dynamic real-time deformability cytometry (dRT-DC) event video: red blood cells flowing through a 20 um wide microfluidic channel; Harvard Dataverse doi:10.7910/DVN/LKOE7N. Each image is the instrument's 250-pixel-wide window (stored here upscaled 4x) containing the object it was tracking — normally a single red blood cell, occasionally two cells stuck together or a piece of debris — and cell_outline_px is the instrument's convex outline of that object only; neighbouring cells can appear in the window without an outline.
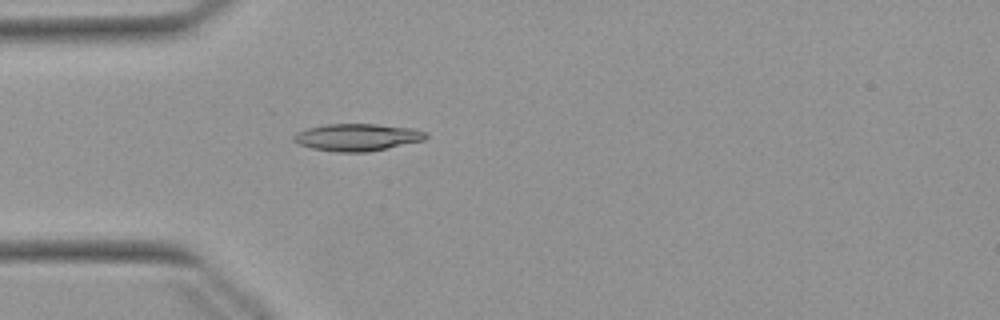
{"species": "Egyptian fruit bat (a non-hibernating species)", "species_latin": "Rousettus aegyptiacus", "temperature_condition": "warm", "stored_images_in_passage": 47, "camera_frame_rate_fps": 3000, "um_per_image_px": 0.085, "animal": {"sex": "female"}, "frame": {"image": 1, "passage_image": 10, "time_ms": 3.0, "image_size_px": [1000, 320], "cell_outline_px": [[428, 136], [424, 140], [368, 152], [336, 152], [312, 148], [300, 144], [292, 140], [292, 136], [296, 132], [308, 128], [324, 124], [376, 124], [416, 128], [428, 132]], "centroid_in_image_um": [30.38, 11.66], "position_along_channel_um": 54.6, "area_um2": 21.1}}
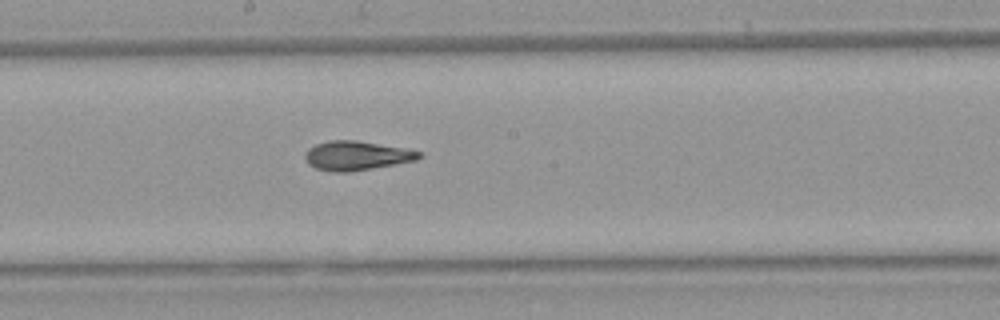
{"frame": {"image": 2, "passage_image": 23, "time_ms": 7.333, "image_size_px": [1000, 320], "cell_outline_px": [[424, 156], [416, 160], [396, 164], [348, 172], [328, 172], [316, 168], [308, 164], [304, 160], [304, 152], [308, 148], [316, 144], [328, 140], [356, 140], [412, 148], [420, 152]], "centroid_in_image_um": [30.32, 13.22], "position_along_channel_um": 217.9, "area_um2": 19.88}}
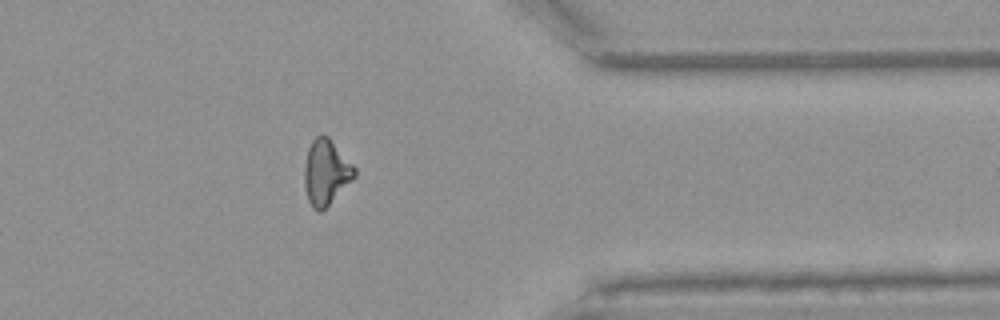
{"frame": {"image": 3, "passage_image": 37, "time_ms": 12.0, "image_size_px": [1000, 320], "cell_outline_px": [[356, 176], [320, 212], [316, 212], [312, 208], [308, 200], [304, 184], [304, 168], [308, 148], [312, 140], [316, 136], [328, 136], [356, 168]], "centroid_in_image_um": [27.7, 14.64], "position_along_channel_um": 383.7, "area_um2": 18.84}, "authors_computed_cell_mechanics": {"area_um2": 19.3052, "velocity_mm_per_s": 3.8839, "shape_relaxation_time_tau1_ms": 8.7418, "shape_relaxation_time_tau2_ms": 2.1575, "deformation_change_tau1": 0.2238, "deformation_change_tau2": 0.0947}}